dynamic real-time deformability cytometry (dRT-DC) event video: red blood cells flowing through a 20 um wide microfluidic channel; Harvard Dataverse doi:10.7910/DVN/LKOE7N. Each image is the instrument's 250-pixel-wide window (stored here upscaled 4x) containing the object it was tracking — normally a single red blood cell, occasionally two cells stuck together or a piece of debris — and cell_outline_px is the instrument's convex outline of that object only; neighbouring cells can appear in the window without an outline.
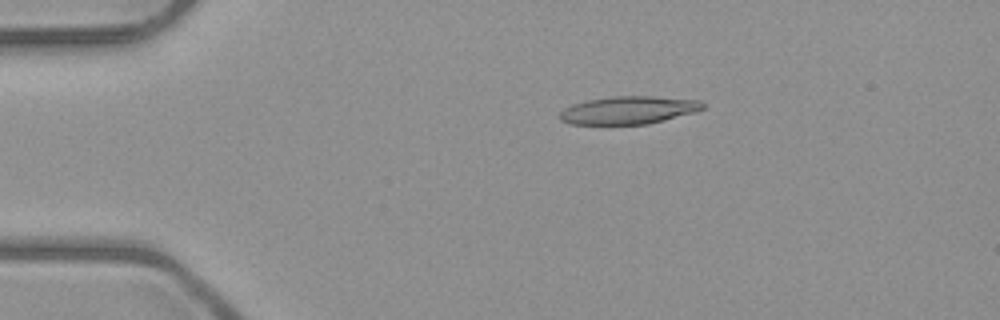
{"species": "common noctule bat (a hibernating species)", "species_latin": "Nyctalus noctula", "temperature_condition": "room temperature", "stored_images_in_passage": 3, "camera_frame_rate_fps": 3000, "um_per_image_px": 0.085, "animal": {"sex": "male", "body_mass_g": 23.1, "forearm_length_mm": 52.7}, "frame": {"image": 1, "passage_image": 1, "time_ms": 0.0, "image_size_px": [1000, 320], "cell_outline_px": [[704, 108], [692, 112], [664, 120], [648, 124], [572, 124], [560, 120], [560, 112], [564, 108], [572, 104], [588, 100], [612, 96], [652, 96], [700, 100], [704, 104]], "centroid_in_image_um": [53.4, 9.36], "position_along_channel_um": 31.6, "area_um2": 23.0}}
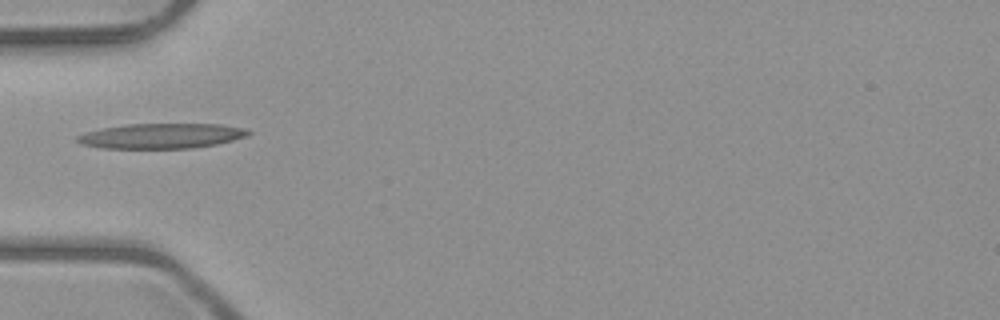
{"frame": {"image": 2, "passage_image": 3, "time_ms": 2.333, "image_size_px": [1000, 320], "cell_outline_px": [[252, 132], [248, 136], [216, 144], [192, 148], [100, 148], [80, 144], [76, 140], [76, 136], [88, 132], [104, 128], [128, 124], [220, 124], [244, 128]], "centroid_in_image_um": [13.73, 11.55], "position_along_channel_um": 71.3, "area_um2": 24.85}}